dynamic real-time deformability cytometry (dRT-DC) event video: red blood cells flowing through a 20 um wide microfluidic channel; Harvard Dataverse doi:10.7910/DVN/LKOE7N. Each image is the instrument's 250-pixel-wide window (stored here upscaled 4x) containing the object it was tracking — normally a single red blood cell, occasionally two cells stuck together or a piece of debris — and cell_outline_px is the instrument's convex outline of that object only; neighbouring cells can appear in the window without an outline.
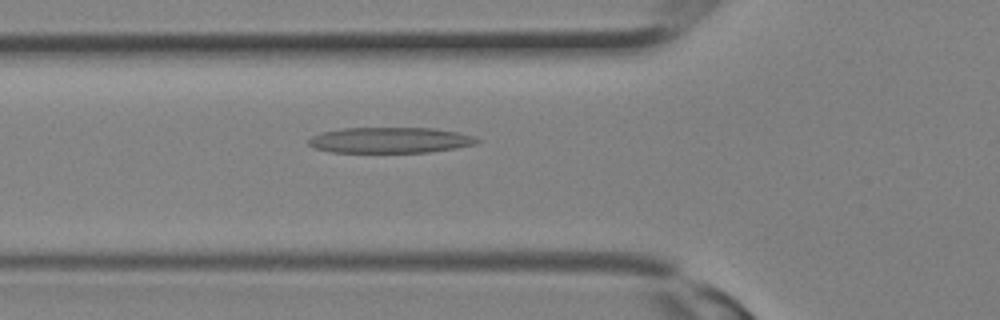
{"species": "Egyptian fruit bat (a non-hibernating species)", "species_latin": "Rousettus aegyptiacus", "temperature_condition": "room temperature", "stored_images_in_passage": 12, "camera_frame_rate_fps": 3000, "um_per_image_px": 0.085, "animal": {"sex": "female"}, "frame": {"image": 1, "passage_image": 10, "time_ms": 3.0, "image_size_px": [1000, 320], "cell_outline_px": [[480, 140], [476, 144], [456, 148], [428, 152], [332, 152], [312, 148], [308, 144], [308, 140], [312, 136], [324, 132], [344, 128], [432, 128], [460, 132], [476, 136]], "centroid_in_image_um": [33.19, 11.91], "position_along_channel_um": 92.6, "area_um2": 25.32}}
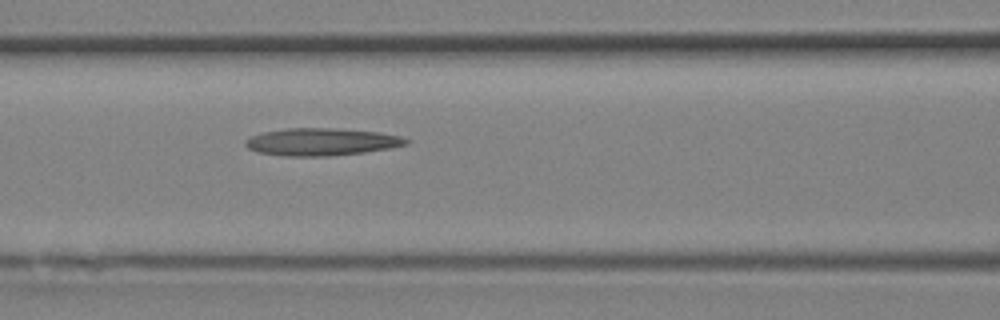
{"frame": {"image": 2, "passage_image": 12, "time_ms": 3.667, "image_size_px": [1000, 320], "cell_outline_px": [[408, 144], [388, 148], [364, 152], [328, 156], [280, 156], [256, 152], [248, 148], [244, 144], [244, 140], [252, 136], [264, 132], [284, 128], [336, 128], [376, 132], [400, 136], [408, 140]], "centroid_in_image_um": [27.26, 12.06], "position_along_channel_um": 139.3, "area_um2": 25.61}}